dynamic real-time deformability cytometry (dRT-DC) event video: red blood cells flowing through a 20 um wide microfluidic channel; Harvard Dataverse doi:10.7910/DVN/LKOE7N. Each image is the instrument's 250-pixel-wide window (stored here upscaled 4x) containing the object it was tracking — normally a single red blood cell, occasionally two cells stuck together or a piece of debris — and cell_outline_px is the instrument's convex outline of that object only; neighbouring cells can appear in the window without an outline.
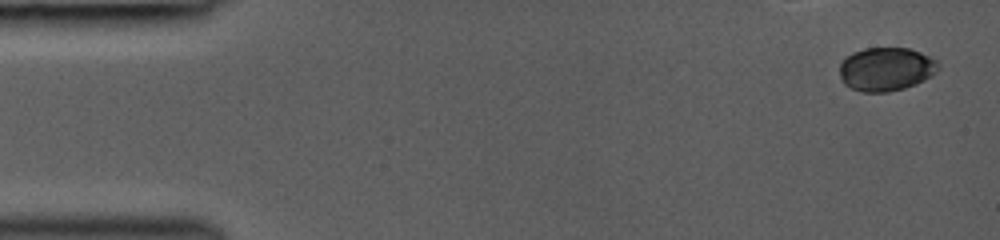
{"species": "common noctule bat (a hibernating species)", "species_latin": "Nyctalus noctula", "temperature_condition": "room temperature", "stored_images_in_passage": 16, "camera_frame_rate_fps": 3000, "um_per_image_px": 0.085, "animal": {"sex": "female", "body_mass_g": 19.0, "forearm_length_mm": 53.3}, "frame": {"image": 1, "passage_image": 1, "time_ms": 0.0, "image_size_px": [1000, 240], "cell_outline_px": [[940, 68], [932, 76], [916, 84], [904, 88], [888, 92], [860, 92], [844, 84], [840, 76], [840, 64], [852, 52], [864, 48], [908, 48], [920, 52], [936, 60], [940, 64]], "centroid_in_image_um": [75.33, 5.88], "position_along_channel_um": 9.7, "area_um2": 25.14}}
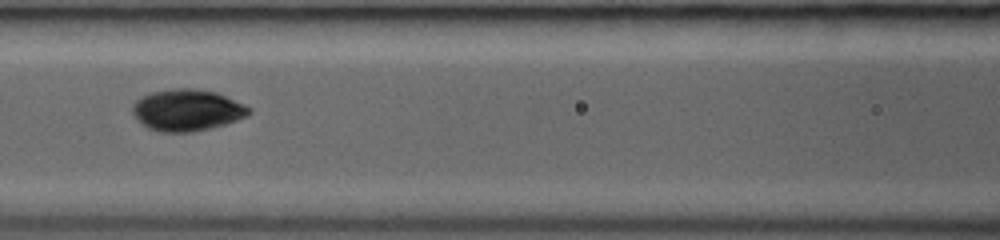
{"frame": {"image": 2, "passage_image": 13, "time_ms": 6.333, "image_size_px": [1000, 240], "cell_outline_px": [[252, 112], [248, 116], [212, 128], [192, 132], [160, 132], [148, 128], [132, 112], [132, 104], [136, 100], [152, 92], [172, 88], [196, 88], [216, 92], [244, 104], [252, 108]], "centroid_in_image_um": [15.93, 9.35], "position_along_channel_um": 150.7, "area_um2": 28.21}}
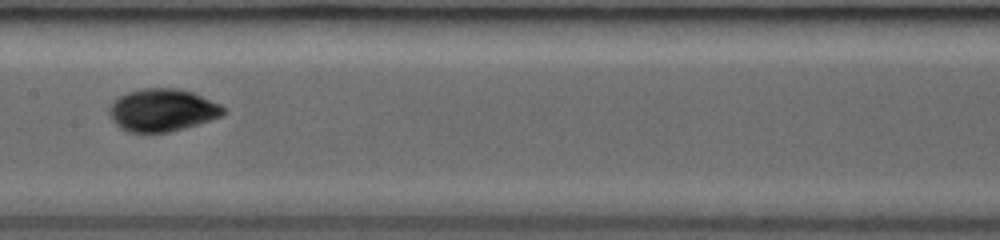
{"frame": {"image": 3, "passage_image": 15, "time_ms": 7.333, "image_size_px": [1000, 240], "cell_outline_px": [[228, 108], [220, 116], [184, 128], [168, 132], [128, 132], [120, 128], [112, 120], [108, 112], [108, 108], [112, 100], [116, 96], [128, 92], [144, 88], [176, 88], [192, 92], [220, 104]], "centroid_in_image_um": [13.74, 9.35], "position_along_channel_um": 193.7, "area_um2": 28.32}}